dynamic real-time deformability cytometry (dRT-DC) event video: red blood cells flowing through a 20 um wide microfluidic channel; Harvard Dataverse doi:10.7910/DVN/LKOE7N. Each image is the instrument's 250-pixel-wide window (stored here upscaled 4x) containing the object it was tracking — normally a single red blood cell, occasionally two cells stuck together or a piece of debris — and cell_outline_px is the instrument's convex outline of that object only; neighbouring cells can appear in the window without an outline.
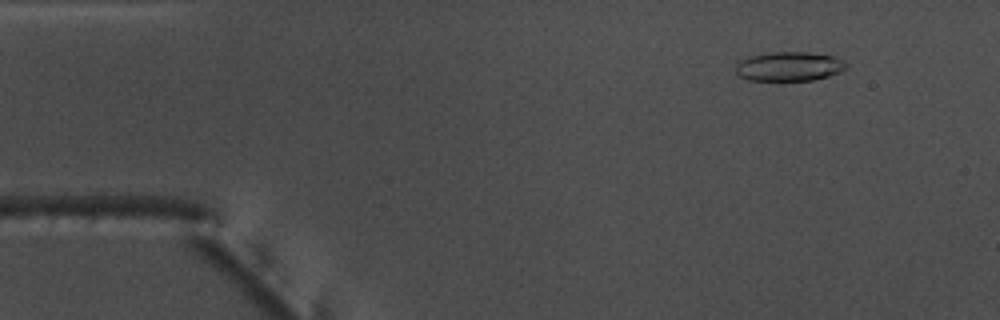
{"species": "common noctule bat (a hibernating species)", "species_latin": "Nyctalus noctula", "temperature_condition": "warm", "stored_images_in_passage": 54, "camera_frame_rate_fps": 3000, "um_per_image_px": 0.085, "animal": {"sex": "male", "body_mass_g": 17.5, "forearm_length_mm": 52.3}, "frame": {"image": 1, "passage_image": 6, "time_ms": 1.667, "image_size_px": [1000, 320], "cell_outline_px": [[848, 64], [840, 72], [828, 76], [812, 80], [748, 80], [740, 76], [736, 72], [736, 64], [740, 60], [752, 56], [768, 52], [808, 52], [836, 56], [844, 60]], "centroid_in_image_um": [67.1, 5.63], "position_along_channel_um": 17.9, "area_um2": 18.84}}
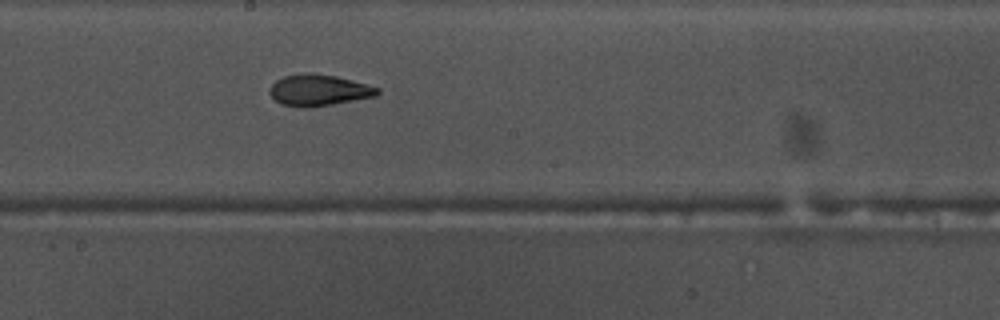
{"frame": {"image": 2, "passage_image": 29, "time_ms": 9.333, "image_size_px": [1000, 320], "cell_outline_px": [[380, 92], [376, 96], [332, 104], [308, 108], [304, 108], [280, 104], [268, 92], [272, 84], [276, 80], [284, 76], [308, 72], [336, 76], [352, 80], [380, 88]], "centroid_in_image_um": [27.08, 7.66], "position_along_channel_um": 221.1, "area_um2": 19.65}}
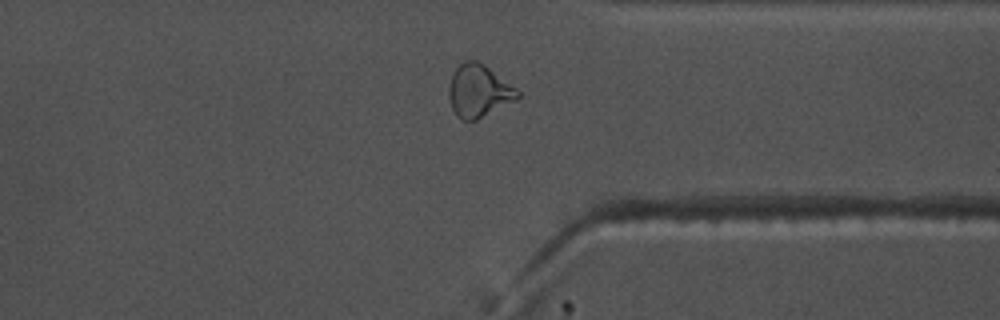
{"frame": {"image": 3, "passage_image": 41, "time_ms": 13.333, "image_size_px": [1000, 320], "cell_outline_px": [[520, 96], [516, 100], [476, 120], [460, 120], [456, 116], [452, 108], [448, 96], [448, 88], [452, 76], [456, 68], [464, 60], [476, 60], [484, 64], [516, 88], [520, 92]], "centroid_in_image_um": [40.68, 7.73], "position_along_channel_um": 370.7, "area_um2": 20.98}, "authors_computed_cell_mechanics": {"area_um2": 19.4208, "velocity_mm_per_s": 3.805, "shape_relaxation_time_tau1_ms": null, "shape_relaxation_time_tau2_ms": 1.8078, "deformation_change_tau1": null, "deformation_change_tau2": 0.0923}}